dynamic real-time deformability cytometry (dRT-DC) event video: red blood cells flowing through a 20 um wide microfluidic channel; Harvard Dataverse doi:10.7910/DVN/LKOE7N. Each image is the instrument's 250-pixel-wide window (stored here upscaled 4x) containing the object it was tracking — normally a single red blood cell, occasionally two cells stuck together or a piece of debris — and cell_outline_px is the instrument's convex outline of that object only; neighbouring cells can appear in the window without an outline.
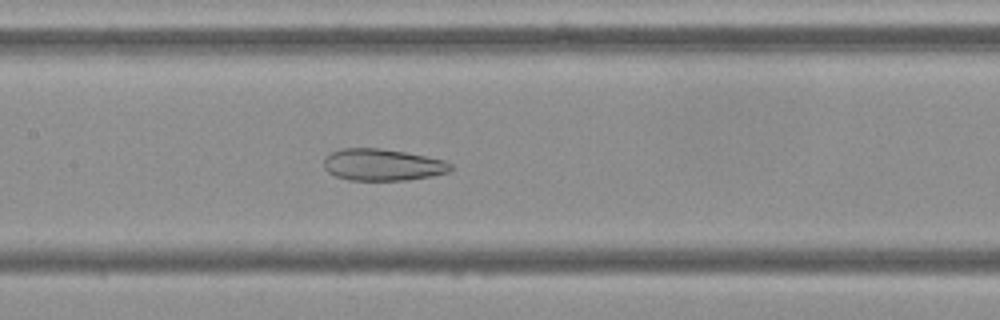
{"species": "Egyptian fruit bat (a non-hibernating species)", "species_latin": "Rousettus aegyptiacus", "temperature_condition": "cold", "stored_images_in_passage": 55, "camera_frame_rate_fps": 3000, "um_per_image_px": 0.085, "frame": {"image": 1, "passage_image": 26, "time_ms": 8.333, "image_size_px": [1000, 320], "cell_outline_px": [[452, 168], [448, 172], [432, 176], [408, 180], [348, 180], [336, 176], [328, 172], [324, 168], [324, 156], [340, 148], [380, 148], [404, 152], [444, 160], [452, 164]], "centroid_in_image_um": [32.49, 14.01], "position_along_channel_um": 174.9, "area_um2": 23.52}}
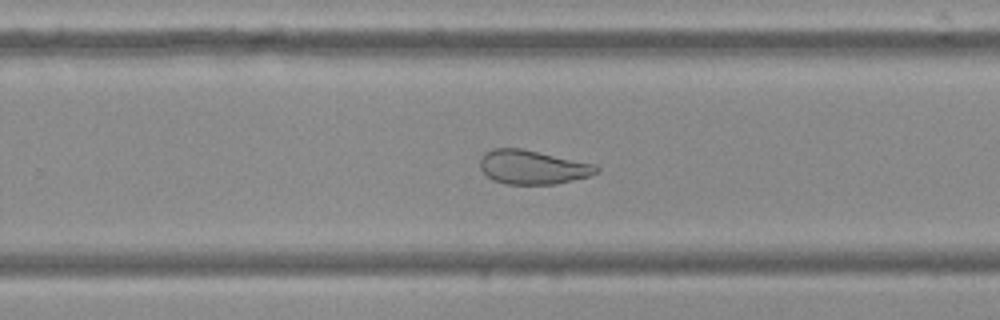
{"frame": {"image": 2, "passage_image": 35, "time_ms": 11.333, "image_size_px": [1000, 320], "cell_outline_px": [[600, 172], [588, 176], [556, 184], [504, 184], [492, 180], [480, 168], [480, 156], [484, 152], [492, 148], [520, 148], [596, 164], [600, 168]], "centroid_in_image_um": [45.26, 14.2], "position_along_channel_um": 284.5, "area_um2": 23.18}}
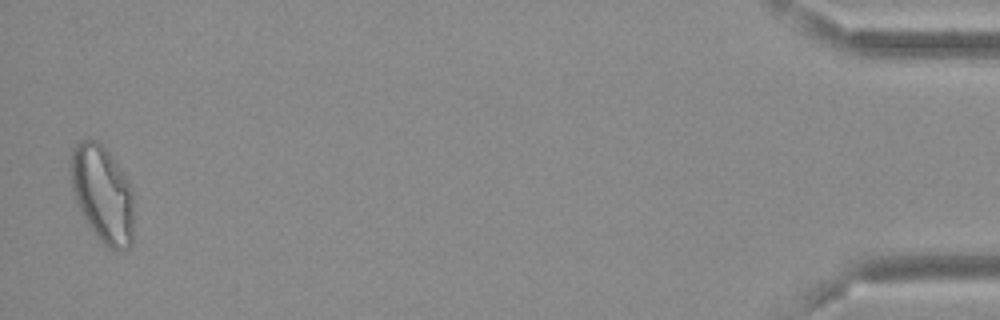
{"frame": {"image": 3, "passage_image": 54, "time_ms": 17.667, "image_size_px": [1000, 320], "cell_outline_px": [[132, 244], [128, 248], [120, 252], [116, 252], [108, 248], [96, 236], [88, 224], [76, 200], [72, 188], [72, 148], [80, 140], [96, 140], [108, 152], [120, 168], [132, 188]], "centroid_in_image_um": [8.73, 16.54], "position_along_channel_um": 426.5, "area_um2": 35.08}}